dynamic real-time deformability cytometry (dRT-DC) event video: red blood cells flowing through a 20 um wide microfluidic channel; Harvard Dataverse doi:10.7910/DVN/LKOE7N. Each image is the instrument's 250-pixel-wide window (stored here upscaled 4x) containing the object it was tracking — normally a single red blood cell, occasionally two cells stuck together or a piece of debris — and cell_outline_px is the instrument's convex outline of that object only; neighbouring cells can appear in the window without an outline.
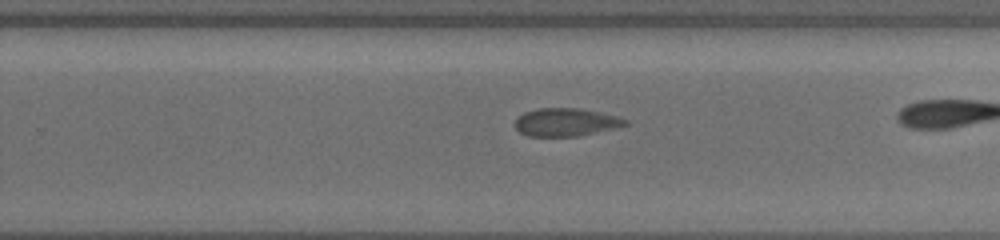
{"species": "common noctule bat (a hibernating species)", "species_latin": "Nyctalus noctula", "temperature_condition": "cold", "stored_images_in_passage": 54, "camera_frame_rate_fps": 3000, "um_per_image_px": 0.085, "animal": {"sex": "female", "body_mass_g": 19.5, "forearm_length_mm": 54.1}, "frame": {"image": 1, "passage_image": 37, "time_ms": 7.0, "image_size_px": [1000, 240], "cell_outline_px": [[628, 124], [612, 128], [576, 136], [528, 136], [520, 132], [516, 128], [516, 120], [524, 112], [540, 108], [580, 108], [616, 116], [628, 120]], "centroid_in_image_um": [48.07, 10.38], "position_along_channel_um": 281.7, "area_um2": 17.57}}